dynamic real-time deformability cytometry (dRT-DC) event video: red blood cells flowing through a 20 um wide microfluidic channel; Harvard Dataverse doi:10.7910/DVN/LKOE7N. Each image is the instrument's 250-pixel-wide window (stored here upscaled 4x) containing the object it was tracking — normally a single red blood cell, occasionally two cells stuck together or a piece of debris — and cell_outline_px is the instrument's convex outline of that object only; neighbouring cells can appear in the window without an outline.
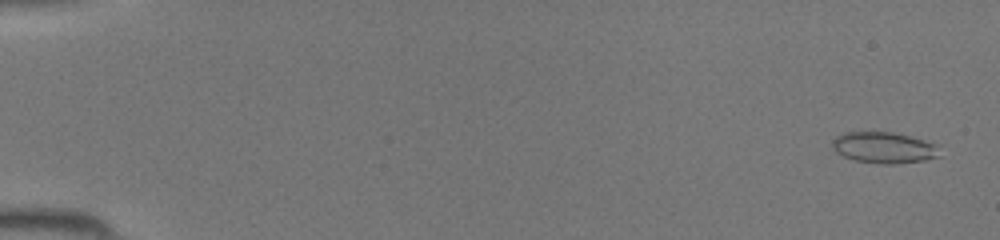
{"species": "common noctule bat (a hibernating species)", "species_latin": "Nyctalus noctula", "temperature_condition": "room temperature", "stored_images_in_passage": 45, "camera_frame_rate_fps": 3000, "um_per_image_px": 0.085, "animal": {"sex": "female", "body_mass_g": 19.5, "forearm_length_mm": 54.1}, "frame": {"image": 1, "passage_image": 2, "time_ms": 0.333, "image_size_px": [1000, 240], "cell_outline_px": [[940, 156], [924, 160], [892, 164], [880, 164], [856, 160], [844, 156], [836, 152], [832, 148], [832, 140], [836, 136], [844, 132], [892, 132], [908, 136], [936, 144]], "centroid_in_image_um": [75.09, 12.55], "position_along_channel_um": 9.9, "area_um2": 19.31}}
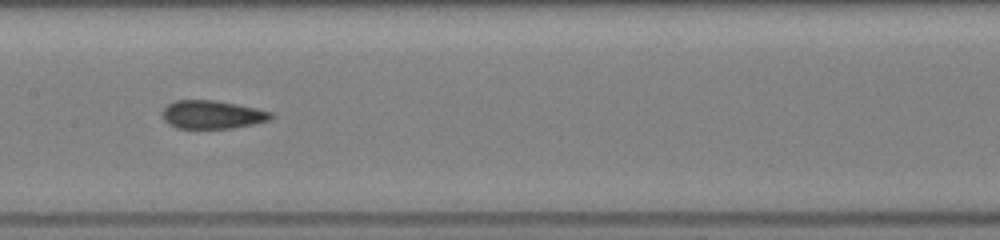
{"frame": {"image": 2, "passage_image": 24, "time_ms": 7.667, "image_size_px": [1000, 240], "cell_outline_px": [[276, 116], [268, 120], [252, 124], [232, 128], [176, 128], [168, 124], [160, 116], [160, 112], [168, 104], [176, 100], [216, 100], [256, 108], [272, 112]], "centroid_in_image_um": [18.0, 9.74], "position_along_channel_um": 189.4, "area_um2": 18.03}}
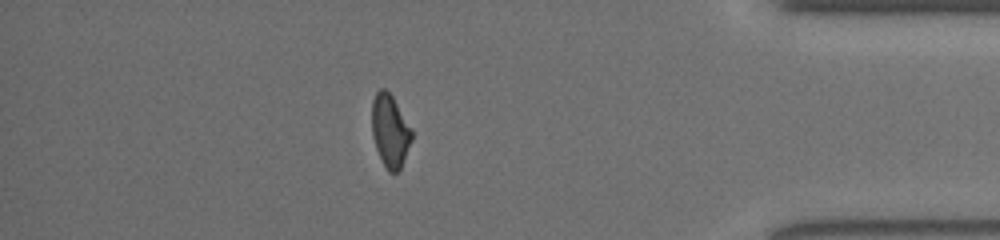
{"frame": {"image": 3, "passage_image": 40, "time_ms": 13.0, "image_size_px": [1000, 240], "cell_outline_px": [[412, 140], [400, 168], [396, 172], [388, 172], [376, 148], [372, 136], [372, 100], [376, 92], [380, 88], [384, 88], [392, 96], [412, 128]], "centroid_in_image_um": [33.15, 11.09], "position_along_channel_um": 402.0, "area_um2": 16.76}}